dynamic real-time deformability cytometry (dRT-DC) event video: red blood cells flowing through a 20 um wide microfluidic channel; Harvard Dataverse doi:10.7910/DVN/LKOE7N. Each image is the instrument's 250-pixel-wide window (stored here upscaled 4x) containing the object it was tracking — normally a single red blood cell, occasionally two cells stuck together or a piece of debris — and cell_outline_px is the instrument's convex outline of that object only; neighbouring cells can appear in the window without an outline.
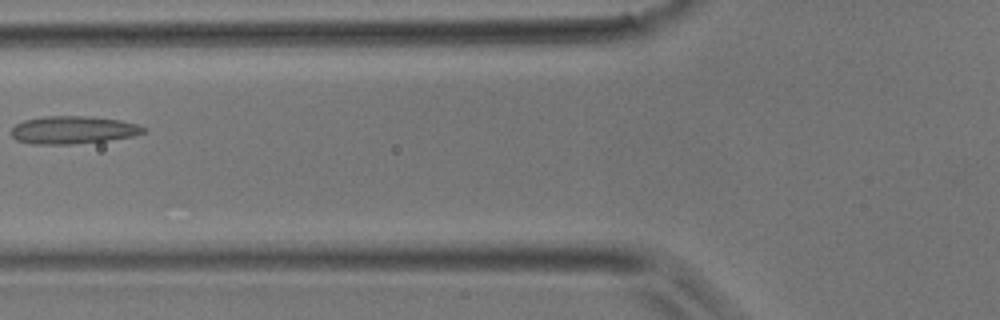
{"species": "common noctule bat (a hibernating species)", "species_latin": "Nyctalus noctula", "temperature_condition": "room temperature", "stored_images_in_passage": 4, "camera_frame_rate_fps": 3000, "um_per_image_px": 0.085, "animal": {"sex": "male", "body_mass_g": 17.9}, "frame": {"image": 1, "passage_image": 4, "time_ms": 1.0, "image_size_px": [1000, 320], "cell_outline_px": [[148, 132], [132, 136], [108, 140], [72, 144], [32, 144], [16, 140], [12, 136], [12, 128], [16, 124], [24, 120], [44, 116], [88, 116], [120, 120], [136, 124], [148, 128]], "centroid_in_image_um": [6.23, 11.04], "position_along_channel_um": 119.6, "area_um2": 21.44}}